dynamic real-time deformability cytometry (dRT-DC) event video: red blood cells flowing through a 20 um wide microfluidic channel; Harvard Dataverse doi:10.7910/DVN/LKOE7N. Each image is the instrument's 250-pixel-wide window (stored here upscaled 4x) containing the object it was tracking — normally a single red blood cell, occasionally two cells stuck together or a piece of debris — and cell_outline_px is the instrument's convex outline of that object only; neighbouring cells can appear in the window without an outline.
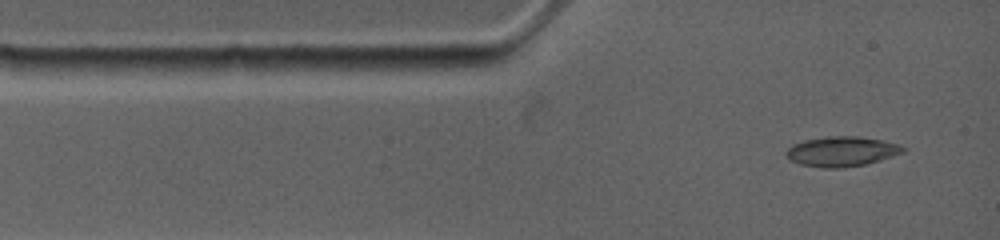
{"species": "common noctule bat (a hibernating species)", "species_latin": "Nyctalus noctula", "temperature_condition": "warm", "stored_images_in_passage": 3, "camera_frame_rate_fps": 4500, "um_per_image_px": 0.085, "animal": {"sex": "female", "body_mass_g": 19.0, "forearm_length_mm": 53.3}, "frame": {"image": 1, "passage_image": 1, "time_ms": 0.0, "image_size_px": [1000, 240], "cell_outline_px": [[904, 152], [880, 160], [864, 164], [840, 168], [824, 168], [800, 164], [792, 160], [784, 152], [792, 144], [804, 140], [824, 136], [856, 136], [880, 140], [900, 144], [904, 148]], "centroid_in_image_um": [71.52, 12.86], "position_along_channel_um": 13.5, "area_um2": 20.23}}
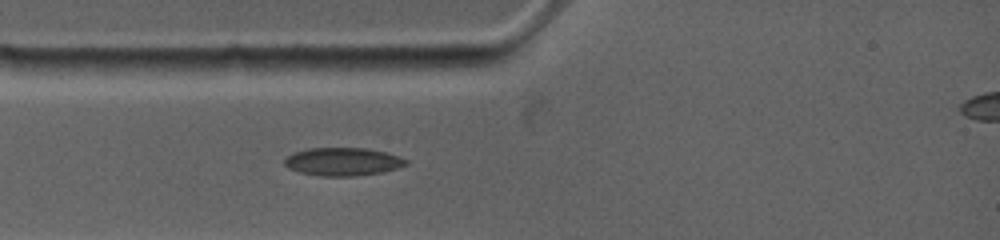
{"frame": {"image": 2, "passage_image": 3, "time_ms": 1.778, "image_size_px": [1000, 240], "cell_outline_px": [[408, 164], [396, 168], [380, 172], [356, 176], [320, 176], [300, 172], [288, 168], [284, 164], [284, 160], [292, 152], [308, 148], [368, 148], [388, 152], [400, 156], [408, 160]], "centroid_in_image_um": [29.15, 13.73], "position_along_channel_um": 55.9, "area_um2": 20.0}}